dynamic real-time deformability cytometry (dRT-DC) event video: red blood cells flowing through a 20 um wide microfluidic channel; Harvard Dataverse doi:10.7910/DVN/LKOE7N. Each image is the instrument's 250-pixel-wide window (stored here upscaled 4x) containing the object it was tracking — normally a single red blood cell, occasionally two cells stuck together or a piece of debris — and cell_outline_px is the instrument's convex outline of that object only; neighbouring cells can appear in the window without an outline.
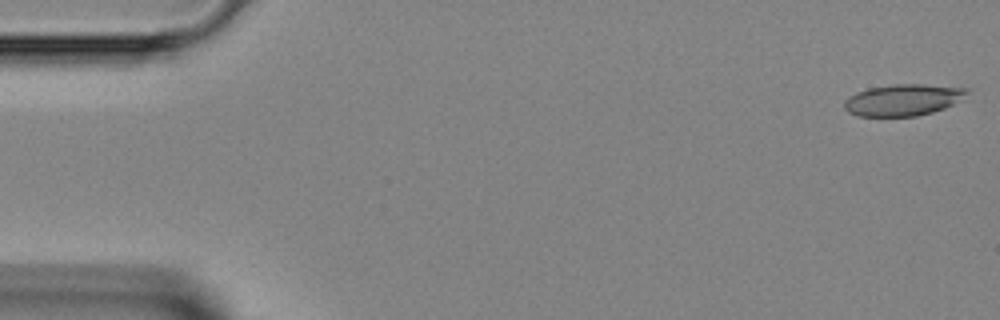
{"species": "Egyptian fruit bat (a non-hibernating species)", "species_latin": "Rousettus aegyptiacus", "temperature_condition": "room temperature", "stored_images_in_passage": 11, "camera_frame_rate_fps": 3000, "um_per_image_px": 0.085, "animal": {"sex": "female"}, "frame": {"image": 1, "passage_image": 1, "time_ms": 0.0, "image_size_px": [1000, 320], "cell_outline_px": [[968, 92], [960, 100], [944, 108], [932, 112], [916, 116], [860, 116], [848, 112], [844, 108], [844, 100], [848, 96], [856, 92], [868, 88], [896, 84], [920, 84], [968, 88]], "centroid_in_image_um": [76.72, 8.49], "position_along_channel_um": 8.3, "area_um2": 22.43}}
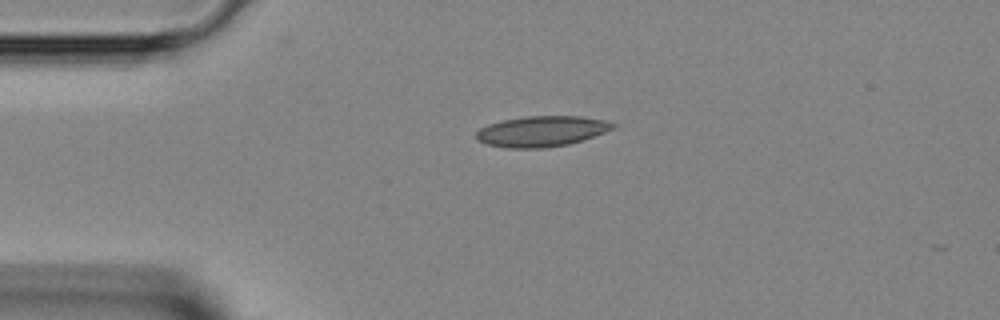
{"frame": {"image": 2, "passage_image": 10, "time_ms": 3.0, "image_size_px": [1000, 320], "cell_outline_px": [[620, 124], [616, 128], [568, 144], [544, 148], [508, 148], [488, 144], [476, 140], [476, 132], [480, 128], [488, 124], [504, 120], [528, 116], [580, 116], [604, 120]], "centroid_in_image_um": [46.05, 11.15], "position_along_channel_um": 38.9, "area_um2": 24.28}}